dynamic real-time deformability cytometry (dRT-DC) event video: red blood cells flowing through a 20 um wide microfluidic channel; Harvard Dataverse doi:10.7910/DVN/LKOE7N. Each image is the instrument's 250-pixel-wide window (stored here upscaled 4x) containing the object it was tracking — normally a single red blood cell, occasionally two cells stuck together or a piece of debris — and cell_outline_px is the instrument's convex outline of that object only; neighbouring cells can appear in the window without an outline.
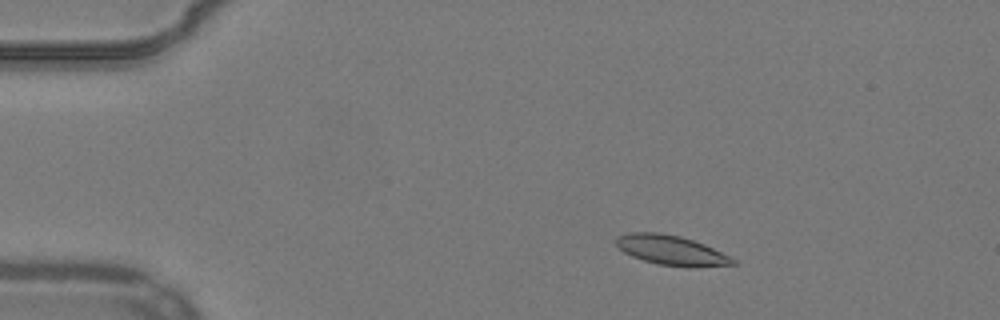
{"species": "common noctule bat (a hibernating species)", "species_latin": "Nyctalus noctula", "temperature_condition": "warm", "stored_images_in_passage": 15, "camera_frame_rate_fps": 3000, "um_per_image_px": 0.085, "animal": {"sex": "male", "body_mass_g": 19.2, "forearm_length_mm": 51.8}, "frame": {"image": 1, "passage_image": 8, "time_ms": 2.333, "image_size_px": [1000, 320], "cell_outline_px": [[736, 264], [660, 264], [644, 260], [632, 256], [624, 252], [616, 244], [616, 240], [620, 236], [632, 232], [656, 232], [680, 236], [704, 244], [736, 260]], "centroid_in_image_um": [56.96, 21.21], "position_along_channel_um": 28.0, "area_um2": 18.79}}